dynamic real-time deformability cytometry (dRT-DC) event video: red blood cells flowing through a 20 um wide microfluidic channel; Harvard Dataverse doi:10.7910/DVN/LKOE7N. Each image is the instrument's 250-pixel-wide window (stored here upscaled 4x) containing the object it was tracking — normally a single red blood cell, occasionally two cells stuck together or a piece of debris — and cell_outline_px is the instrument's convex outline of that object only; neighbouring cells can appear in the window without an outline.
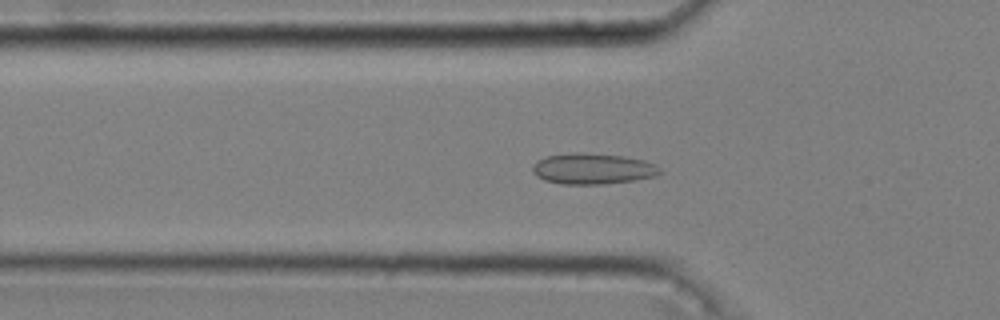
{"species": "common noctule bat (a hibernating species)", "species_latin": "Nyctalus noctula", "temperature_condition": "cold", "stored_images_in_passage": 39, "camera_frame_rate_fps": 3000, "um_per_image_px": 0.085, "animal": {"sex": "male", "body_mass_g": 20.4}, "frame": {"image": 1, "passage_image": 4, "time_ms": 1.0, "image_size_px": [1000, 320], "cell_outline_px": [[660, 172], [656, 176], [632, 180], [604, 184], [560, 184], [544, 180], [536, 176], [532, 172], [532, 164], [536, 160], [548, 156], [572, 152], [584, 152], [624, 156], [644, 160], [660, 168]], "centroid_in_image_um": [50.32, 14.33], "position_along_channel_um": 75.5, "area_um2": 23.0}}
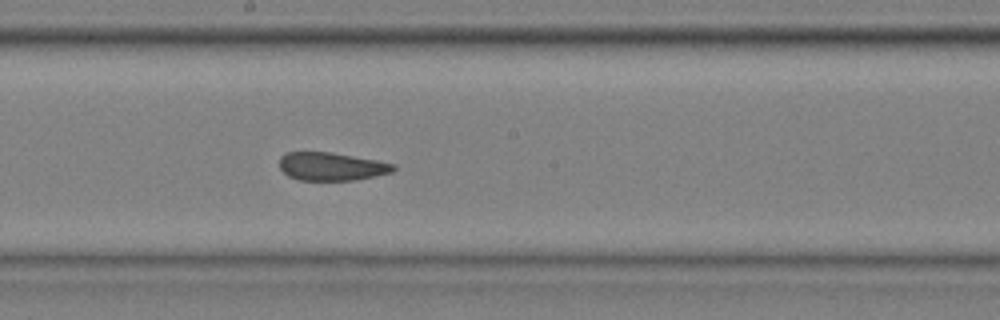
{"frame": {"image": 2, "passage_image": 16, "time_ms": 5.0, "image_size_px": [1000, 320], "cell_outline_px": [[396, 168], [392, 172], [356, 180], [300, 180], [288, 176], [280, 168], [280, 156], [284, 152], [332, 152], [376, 160], [396, 164]], "centroid_in_image_um": [28.17, 14.14], "position_along_channel_um": 220.0, "area_um2": 18.73}}
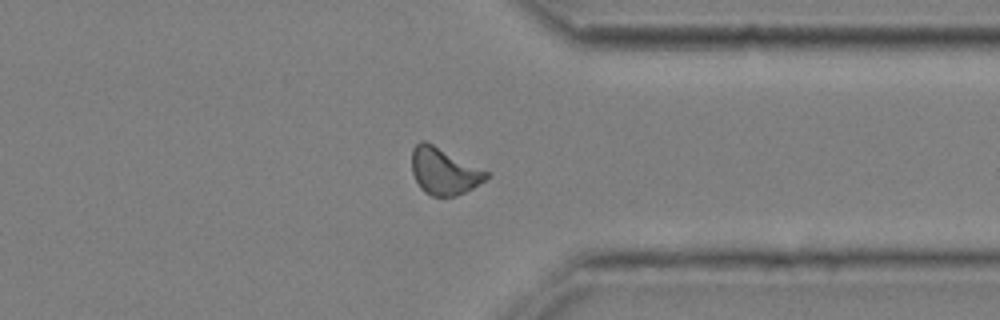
{"frame": {"image": 3, "passage_image": 29, "time_ms": 9.333, "image_size_px": [1000, 320], "cell_outline_px": [[488, 176], [484, 180], [472, 188], [456, 196], [432, 196], [424, 192], [420, 188], [412, 172], [412, 148], [420, 140], [424, 140], [488, 172]], "centroid_in_image_um": [37.69, 14.56], "position_along_channel_um": 373.7, "area_um2": 19.88}, "authors_computed_cell_mechanics": {"area_um2": 19.5942, "velocity_mm_per_s": 3.6119, "shape_relaxation_time_tau1_ms": null, "shape_relaxation_time_tau2_ms": 2.0563, "deformation_change_tau1": null, "deformation_change_tau2": 0.0759}}